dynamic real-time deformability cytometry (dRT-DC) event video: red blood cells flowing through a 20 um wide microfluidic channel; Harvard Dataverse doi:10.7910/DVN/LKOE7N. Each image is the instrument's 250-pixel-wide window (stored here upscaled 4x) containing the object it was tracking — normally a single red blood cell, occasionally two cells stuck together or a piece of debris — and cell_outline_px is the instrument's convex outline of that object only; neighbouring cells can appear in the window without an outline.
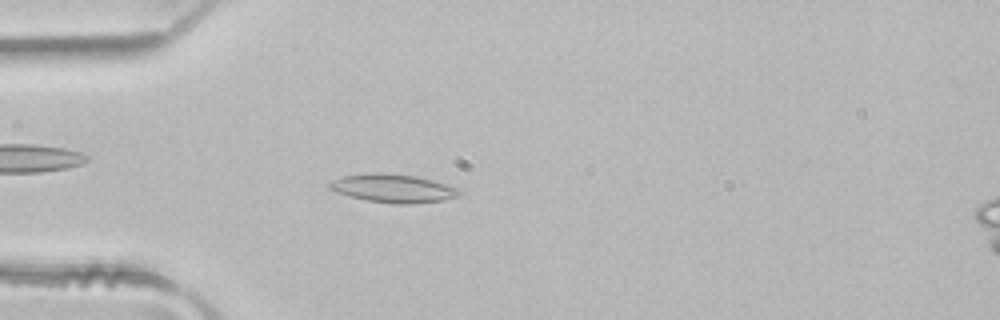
{"species": "common noctule bat (a hibernating species)", "species_latin": "Nyctalus noctula", "temperature_condition": "room temperature", "stored_images_in_passage": 5, "camera_frame_rate_fps": 3000, "um_per_image_px": 0.085, "animal": {"sex": "male", "body_mass_g": 21.5, "forearm_length_mm": 52.0}, "frame": {"image": 1, "passage_image": 4, "time_ms": 1.0, "image_size_px": [1000, 320], "cell_outline_px": [[468, 192], [460, 196], [444, 200], [412, 204], [392, 204], [368, 200], [352, 196], [328, 188], [328, 184], [332, 180], [344, 176], [368, 172], [380, 172], [416, 176], [432, 180]], "centroid_in_image_um": [33.48, 16.0], "position_along_channel_um": 51.5, "area_um2": 21.5}}